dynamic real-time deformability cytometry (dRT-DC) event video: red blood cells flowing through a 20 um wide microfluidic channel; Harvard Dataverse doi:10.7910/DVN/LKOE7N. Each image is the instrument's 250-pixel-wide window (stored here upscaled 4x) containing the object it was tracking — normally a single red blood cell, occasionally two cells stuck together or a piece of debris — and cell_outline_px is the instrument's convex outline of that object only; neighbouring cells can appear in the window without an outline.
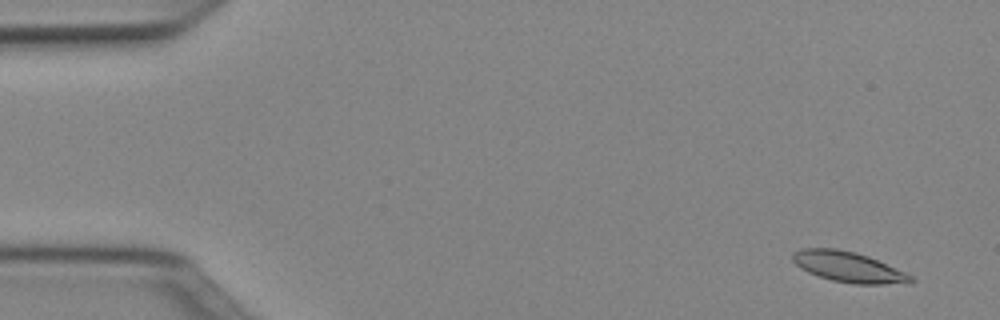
{"species": "Egyptian fruit bat (a non-hibernating species)", "species_latin": "Rousettus aegyptiacus", "temperature_condition": "cold", "stored_images_in_passage": 51, "camera_frame_rate_fps": 3000, "um_per_image_px": 0.085, "animal": {"sex": "female"}, "frame": {"image": 1, "passage_image": 3, "time_ms": 0.667, "image_size_px": [1000, 320], "cell_outline_px": [[916, 280], [912, 284], [856, 284], [832, 280], [808, 272], [800, 268], [792, 260], [792, 252], [800, 248], [836, 248], [856, 252], [868, 256], [904, 272], [912, 276]], "centroid_in_image_um": [72.12, 22.69], "position_along_channel_um": 12.9, "area_um2": 21.04}}
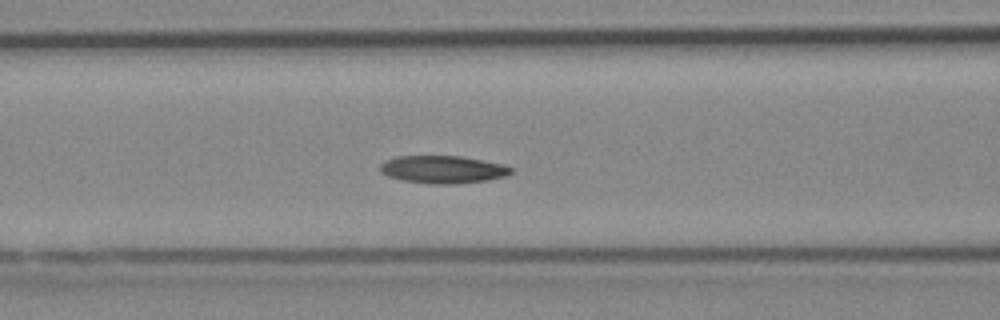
{"frame": {"image": 2, "passage_image": 21, "time_ms": 6.667, "image_size_px": [1000, 320], "cell_outline_px": [[512, 172], [508, 176], [488, 180], [452, 184], [432, 184], [404, 180], [388, 176], [380, 172], [380, 164], [384, 160], [396, 156], [460, 156], [484, 160], [504, 164], [512, 168]], "centroid_in_image_um": [37.66, 14.4], "position_along_channel_um": 128.9, "area_um2": 21.21}}
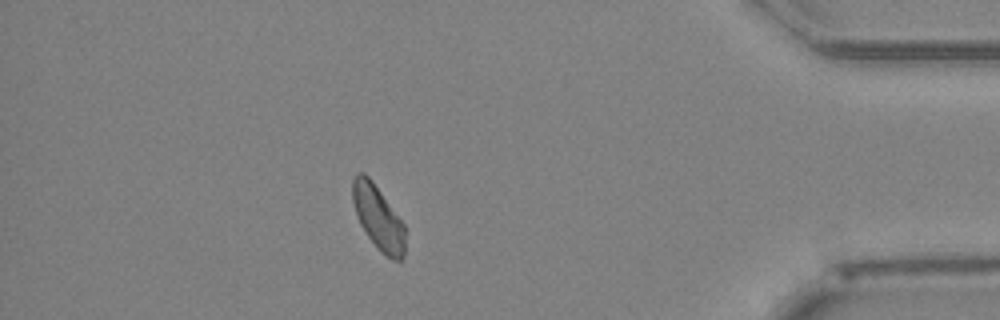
{"frame": {"image": 3, "passage_image": 45, "time_ms": 14.667, "image_size_px": [1000, 320], "cell_outline_px": [[404, 256], [400, 260], [392, 260], [380, 252], [368, 236], [360, 224], [352, 200], [352, 180], [356, 172], [364, 172], [372, 180], [404, 224]], "centroid_in_image_um": [32.12, 18.48], "position_along_channel_um": 403.1, "area_um2": 19.48}, "authors_computed_cell_mechanics": {"area_um2": 20.4034, "velocity_mm_per_s": 3.9618, "shape_relaxation_time_tau1_ms": 11.0576, "shape_relaxation_time_tau2_ms": null, "deformation_change_tau1": 0.1727, "deformation_change_tau2": null}}